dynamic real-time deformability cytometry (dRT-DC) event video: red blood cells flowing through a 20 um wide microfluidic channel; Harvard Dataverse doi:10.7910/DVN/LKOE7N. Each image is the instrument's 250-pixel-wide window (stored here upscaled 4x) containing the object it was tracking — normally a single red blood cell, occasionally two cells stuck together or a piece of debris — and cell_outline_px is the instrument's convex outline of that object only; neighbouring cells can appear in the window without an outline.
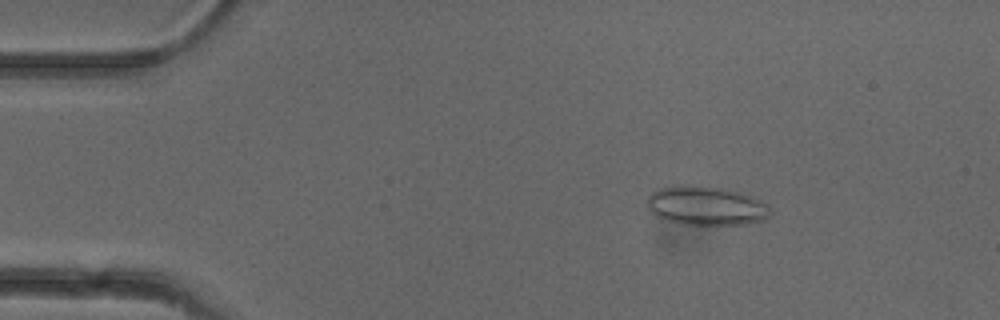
{"species": "common noctule bat (a hibernating species)", "species_latin": "Nyctalus noctula", "temperature_condition": "cold", "stored_images_in_passage": 52, "camera_frame_rate_fps": 3000, "um_per_image_px": 0.085, "animal": {"sex": "female"}, "frame": {"image": 1, "passage_image": 8, "time_ms": 2.333, "image_size_px": [1000, 320], "cell_outline_px": [[772, 212], [764, 220], [744, 224], [676, 224], [664, 220], [656, 216], [648, 208], [648, 196], [652, 192], [660, 188], [728, 188], [752, 196], [768, 204]], "centroid_in_image_um": [60.08, 17.54], "position_along_channel_um": 24.9, "area_um2": 27.34}}
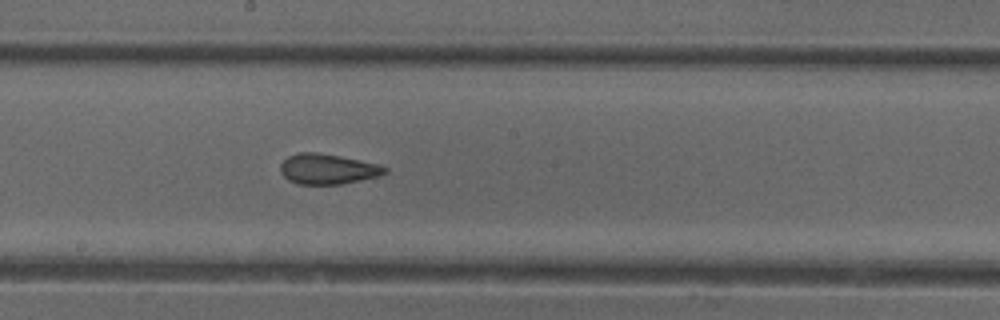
{"frame": {"image": 2, "passage_image": 28, "time_ms": 9.0, "image_size_px": [1000, 320], "cell_outline_px": [[388, 172], [380, 176], [340, 184], [300, 184], [288, 180], [280, 172], [280, 164], [288, 156], [300, 152], [316, 152], [340, 156], [380, 164], [388, 168]], "centroid_in_image_um": [27.87, 14.36], "position_along_channel_um": 220.3, "area_um2": 18.5}}
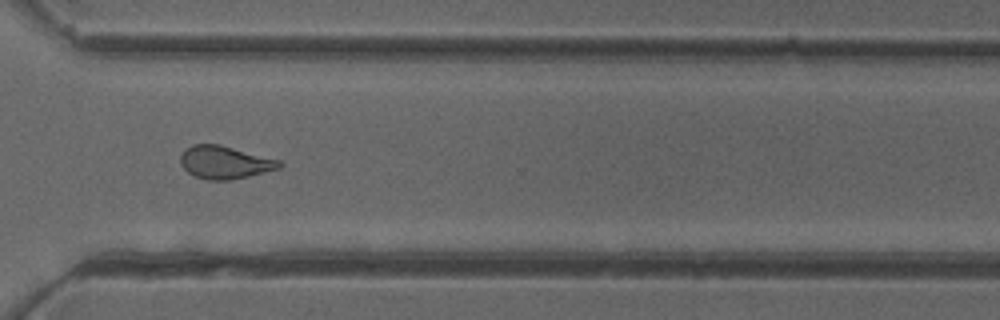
{"frame": {"image": 3, "passage_image": 38, "time_ms": 12.333, "image_size_px": [1000, 320], "cell_outline_px": [[284, 164], [280, 168], [232, 180], [208, 180], [196, 176], [188, 172], [180, 164], [180, 156], [192, 144], [220, 144], [280, 160]], "centroid_in_image_um": [19.13, 13.8], "position_along_channel_um": 351.5, "area_um2": 18.84}, "authors_computed_cell_mechanics": {"area_um2": 19.3341, "velocity_mm_per_s": 3.9483, "shape_relaxation_time_tau1_ms": null, "shape_relaxation_time_tau2_ms": 1.4338, "deformation_change_tau1": null, "deformation_change_tau2": 0.0854}}